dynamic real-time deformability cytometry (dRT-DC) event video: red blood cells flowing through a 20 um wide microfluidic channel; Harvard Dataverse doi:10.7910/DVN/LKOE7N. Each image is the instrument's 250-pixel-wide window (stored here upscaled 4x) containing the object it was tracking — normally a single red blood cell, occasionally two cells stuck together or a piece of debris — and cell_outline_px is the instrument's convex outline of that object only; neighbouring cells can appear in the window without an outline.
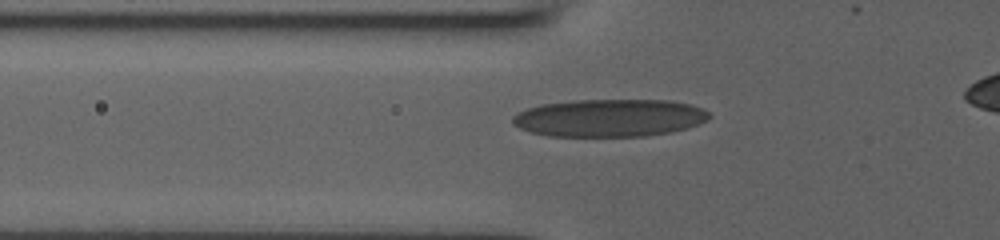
{"species": "human", "species_latin": "Homo sapiens", "temperature_condition": "room temperature", "stored_images_in_passage": 43, "camera_frame_rate_fps": 3000, "um_per_image_px": 0.085, "donor": {"sex": "male"}, "frame": {"image": 1, "passage_image": 15, "time_ms": 4.667, "image_size_px": [1000, 240], "cell_outline_px": [[712, 116], [708, 120], [688, 128], [672, 132], [644, 136], [548, 136], [532, 132], [520, 128], [512, 124], [512, 116], [516, 112], [540, 104], [576, 100], [672, 100], [704, 108]], "centroid_in_image_um": [51.82, 10.02], "position_along_channel_um": 74.0, "area_um2": 43.41}}
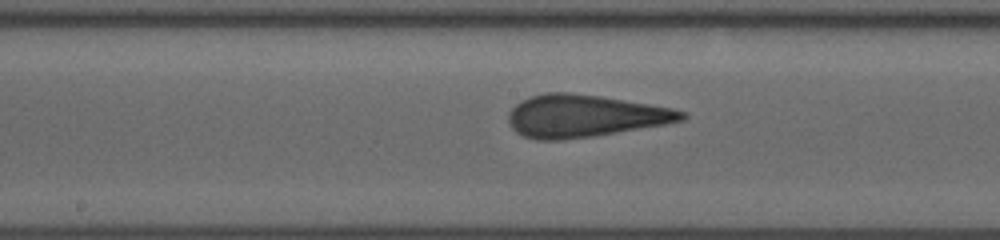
{"frame": {"image": 2, "passage_image": 24, "time_ms": 7.667, "image_size_px": [1000, 240], "cell_outline_px": [[688, 116], [684, 120], [664, 124], [596, 136], [564, 140], [536, 140], [524, 136], [516, 132], [508, 124], [508, 112], [516, 104], [532, 96], [544, 92], [568, 92], [600, 96], [672, 108], [684, 112]], "centroid_in_image_um": [49.65, 9.87], "position_along_channel_um": 198.5, "area_um2": 42.71}}
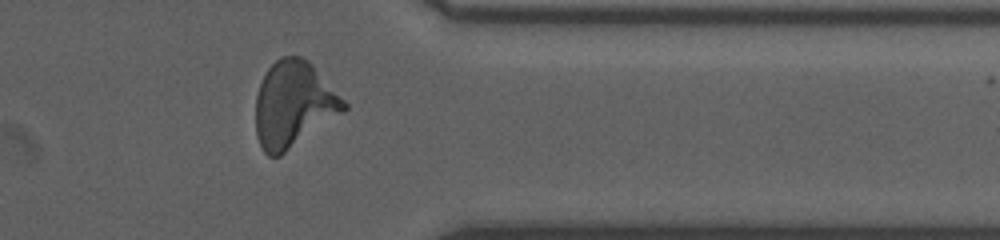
{"frame": {"image": 3, "passage_image": 38, "time_ms": 12.333, "image_size_px": [1000, 240], "cell_outline_px": [[348, 108], [344, 112], [280, 156], [268, 156], [264, 152], [256, 136], [256, 96], [260, 84], [268, 68], [280, 56], [300, 56], [308, 60], [312, 64], [348, 104]], "centroid_in_image_um": [24.95, 8.88], "position_along_channel_um": 386.4, "area_um2": 43.99}}